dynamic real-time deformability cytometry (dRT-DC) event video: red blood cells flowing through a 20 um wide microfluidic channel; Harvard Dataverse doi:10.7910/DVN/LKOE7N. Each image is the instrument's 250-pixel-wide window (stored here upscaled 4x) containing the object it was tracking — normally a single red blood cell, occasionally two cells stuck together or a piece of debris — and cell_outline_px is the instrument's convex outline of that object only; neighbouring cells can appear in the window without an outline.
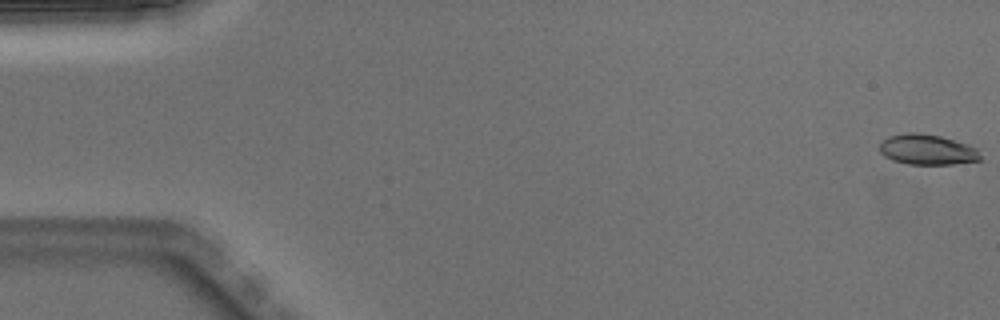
{"species": "Egyptian fruit bat (a non-hibernating species)", "species_latin": "Rousettus aegyptiacus", "temperature_condition": "warm", "stored_images_in_passage": 51, "camera_frame_rate_fps": 3000, "um_per_image_px": 0.085, "animal": {"sex": "male"}, "frame": {"image": 1, "passage_image": 1, "time_ms": 0.0, "image_size_px": [1000, 320], "cell_outline_px": [[980, 160], [952, 164], [908, 164], [892, 160], [884, 156], [880, 152], [880, 144], [888, 136], [908, 132], [916, 132], [940, 136], [968, 144], [976, 148], [980, 156]], "centroid_in_image_um": [78.79, 12.71], "position_along_channel_um": 6.2, "area_um2": 17.74}}
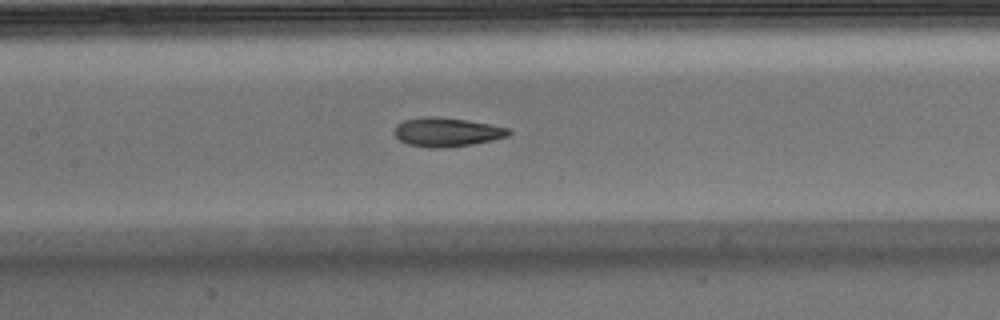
{"frame": {"image": 2, "passage_image": 24, "time_ms": 7.667, "image_size_px": [1000, 320], "cell_outline_px": [[512, 132], [508, 136], [492, 140], [472, 144], [448, 148], [428, 148], [408, 144], [400, 140], [392, 132], [396, 124], [404, 120], [420, 116], [436, 116], [468, 120], [512, 128]], "centroid_in_image_um": [37.97, 11.22], "position_along_channel_um": 169.4, "area_um2": 19.71}}
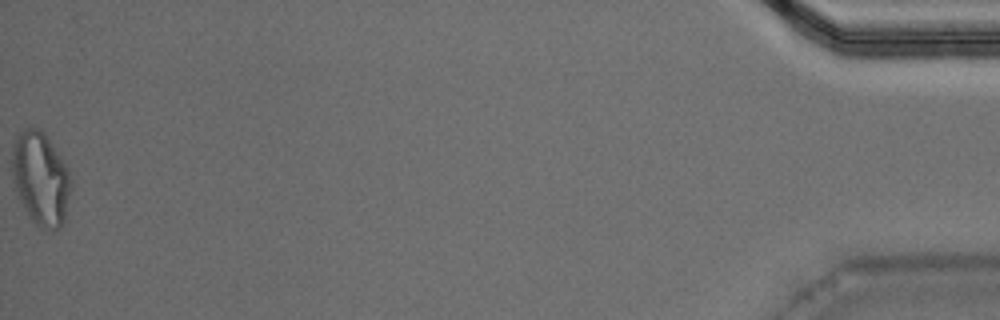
{"frame": {"image": 3, "passage_image": 51, "time_ms": 16.667, "image_size_px": [1000, 320], "cell_outline_px": [[72, 188], [64, 220], [60, 228], [52, 232], [36, 224], [28, 216], [16, 192], [12, 176], [12, 144], [20, 132], [24, 128], [40, 128], [44, 132], [68, 168], [72, 180]], "centroid_in_image_um": [3.47, 15.19], "position_along_channel_um": 431.7, "area_um2": 32.31}, "authors_computed_cell_mechanics": {"area_um2": 19.2474, "velocity_mm_per_s": 4.0249, "shape_relaxation_time_tau1_ms": 6.686, "shape_relaxation_time_tau2_ms": 1.9795, "deformation_change_tau1": 0.2183, "deformation_change_tau2": 0.0973}}